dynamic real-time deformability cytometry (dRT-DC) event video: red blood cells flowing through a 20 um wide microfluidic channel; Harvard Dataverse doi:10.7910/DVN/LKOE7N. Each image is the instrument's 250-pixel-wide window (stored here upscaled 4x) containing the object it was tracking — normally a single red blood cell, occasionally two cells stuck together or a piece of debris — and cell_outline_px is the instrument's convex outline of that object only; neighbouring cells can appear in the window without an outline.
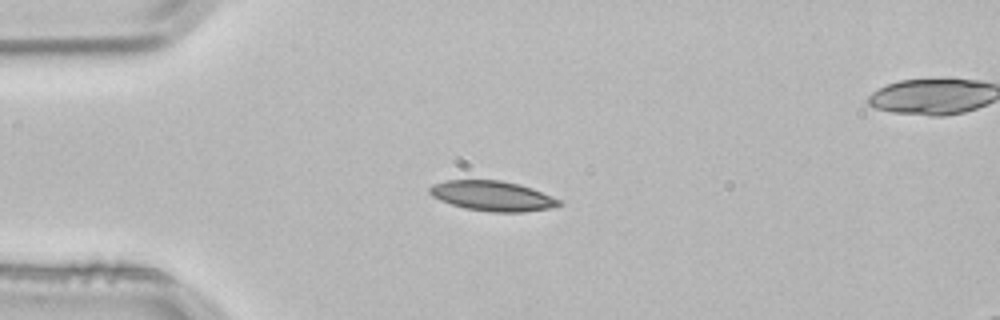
{"species": "common noctule bat (a hibernating species)", "species_latin": "Nyctalus noctula", "temperature_condition": "room temperature", "stored_images_in_passage": 3, "segment_of_instrument_passage": [1, 2], "camera_frame_rate_fps": 3000, "um_per_image_px": 0.085, "animal": {"sex": "male", "body_mass_g": 21.5, "forearm_length_mm": 52.0}, "frame": {"image": 1, "passage_image": 2, "time_ms": 0.333, "image_size_px": [1000, 320], "cell_outline_px": [[560, 204], [552, 208], [524, 212], [492, 212], [464, 208], [440, 200], [432, 196], [428, 192], [428, 188], [432, 184], [444, 180], [500, 180], [520, 184], [532, 188], [560, 200]], "centroid_in_image_um": [41.82, 16.65], "position_along_channel_um": 43.2, "area_um2": 22.66}}